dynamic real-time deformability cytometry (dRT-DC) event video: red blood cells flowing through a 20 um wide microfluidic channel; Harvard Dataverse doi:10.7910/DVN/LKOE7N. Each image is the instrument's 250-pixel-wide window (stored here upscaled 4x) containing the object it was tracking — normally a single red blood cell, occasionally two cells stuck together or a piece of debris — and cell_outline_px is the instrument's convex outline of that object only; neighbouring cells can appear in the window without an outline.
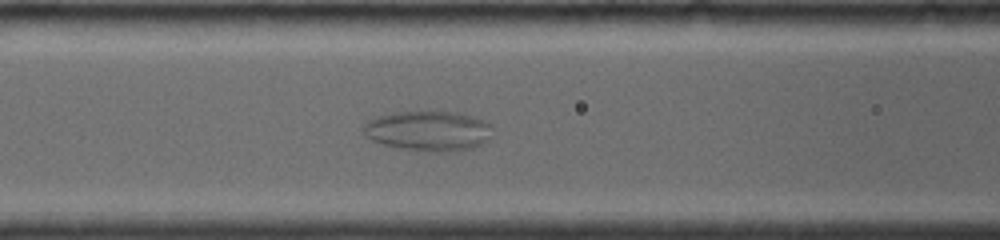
{"species": "common noctule bat (a hibernating species)", "species_latin": "Nyctalus noctula", "temperature_condition": "room temperature", "stored_images_in_passage": 41, "camera_frame_rate_fps": 4000, "um_per_image_px": 0.085, "animal": {"sex": "female", "body_mass_g": 19.0, "forearm_length_mm": 56.7}, "frame": {"image": 1, "passage_image": 19, "time_ms": 6.75, "image_size_px": [1000, 240], "cell_outline_px": [[492, 124], [488, 140], [472, 148], [448, 152], [428, 152], [400, 148], [384, 144], [372, 140], [364, 132], [364, 124], [368, 120], [376, 116], [392, 112], [456, 112], [472, 116], [484, 120]], "centroid_in_image_um": [36.42, 11.13], "position_along_channel_um": 130.2, "area_um2": 30.06}}
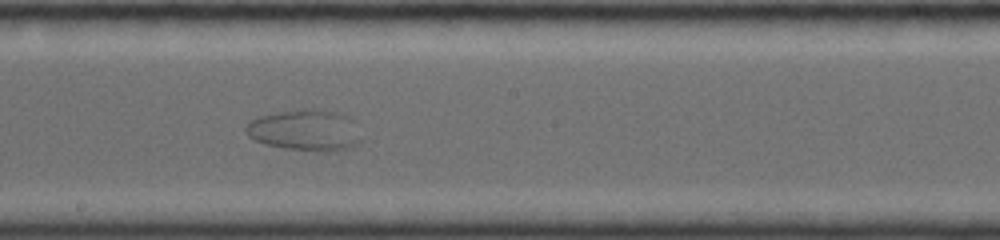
{"frame": {"image": 2, "passage_image": 26, "time_ms": 9.25, "image_size_px": [1000, 240], "cell_outline_px": [[360, 140], [356, 144], [348, 148], [328, 152], [288, 148], [264, 144], [248, 136], [244, 128], [248, 120], [260, 116], [280, 112], [340, 112], [352, 116]], "centroid_in_image_um": [25.92, 11.1], "position_along_channel_um": 222.3, "area_um2": 26.76}}
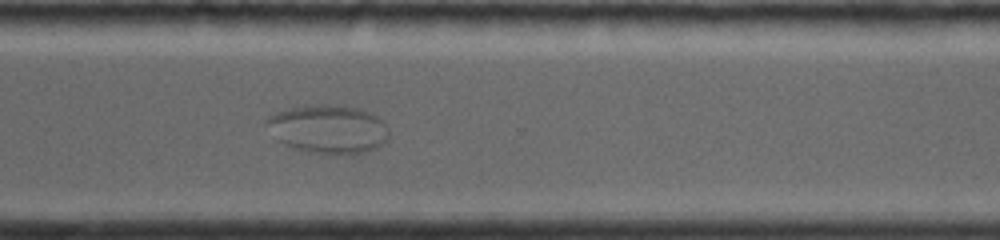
{"frame": {"image": 3, "passage_image": 34, "time_ms": 12.5, "image_size_px": [1000, 240], "cell_outline_px": [[388, 140], [384, 144], [376, 148], [364, 152], [308, 152], [284, 144], [276, 140], [264, 124], [268, 116], [304, 104], [356, 108], [368, 112], [376, 116], [388, 128]], "centroid_in_image_um": [27.86, 10.97], "position_along_channel_um": 342.7, "area_um2": 33.76}}